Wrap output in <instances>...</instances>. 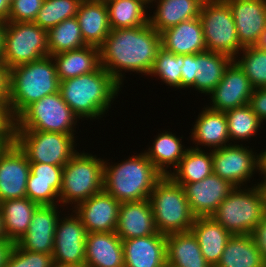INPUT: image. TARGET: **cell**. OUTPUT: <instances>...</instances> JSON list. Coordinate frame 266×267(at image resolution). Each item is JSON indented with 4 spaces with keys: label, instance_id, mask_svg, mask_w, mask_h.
I'll use <instances>...</instances> for the list:
<instances>
[{
    "label": "cell",
    "instance_id": "9f6ffc18",
    "mask_svg": "<svg viewBox=\"0 0 266 267\" xmlns=\"http://www.w3.org/2000/svg\"><path fill=\"white\" fill-rule=\"evenodd\" d=\"M140 1H142L148 7L150 4H153V2L155 4L157 0H140Z\"/></svg>",
    "mask_w": 266,
    "mask_h": 267
},
{
    "label": "cell",
    "instance_id": "ac0fdd59",
    "mask_svg": "<svg viewBox=\"0 0 266 267\" xmlns=\"http://www.w3.org/2000/svg\"><path fill=\"white\" fill-rule=\"evenodd\" d=\"M120 204L103 190L71 210L80 217L87 233L115 232Z\"/></svg>",
    "mask_w": 266,
    "mask_h": 267
},
{
    "label": "cell",
    "instance_id": "f35d334b",
    "mask_svg": "<svg viewBox=\"0 0 266 267\" xmlns=\"http://www.w3.org/2000/svg\"><path fill=\"white\" fill-rule=\"evenodd\" d=\"M83 0H44L34 23L47 31L66 19L76 17Z\"/></svg>",
    "mask_w": 266,
    "mask_h": 267
},
{
    "label": "cell",
    "instance_id": "f6af8a7d",
    "mask_svg": "<svg viewBox=\"0 0 266 267\" xmlns=\"http://www.w3.org/2000/svg\"><path fill=\"white\" fill-rule=\"evenodd\" d=\"M248 105L262 122H266V88L254 89Z\"/></svg>",
    "mask_w": 266,
    "mask_h": 267
},
{
    "label": "cell",
    "instance_id": "db71d44e",
    "mask_svg": "<svg viewBox=\"0 0 266 267\" xmlns=\"http://www.w3.org/2000/svg\"><path fill=\"white\" fill-rule=\"evenodd\" d=\"M263 180H261V182H258V185L261 188L262 194H263V199H264V204H265V208H266V177H262Z\"/></svg>",
    "mask_w": 266,
    "mask_h": 267
},
{
    "label": "cell",
    "instance_id": "7c38bea8",
    "mask_svg": "<svg viewBox=\"0 0 266 267\" xmlns=\"http://www.w3.org/2000/svg\"><path fill=\"white\" fill-rule=\"evenodd\" d=\"M233 60L229 55L212 51L183 55L181 89L191 87L199 93L209 95L220 83Z\"/></svg>",
    "mask_w": 266,
    "mask_h": 267
},
{
    "label": "cell",
    "instance_id": "3957f363",
    "mask_svg": "<svg viewBox=\"0 0 266 267\" xmlns=\"http://www.w3.org/2000/svg\"><path fill=\"white\" fill-rule=\"evenodd\" d=\"M108 161L104 160L103 190L120 203L149 199L163 177L144 152L113 165Z\"/></svg>",
    "mask_w": 266,
    "mask_h": 267
},
{
    "label": "cell",
    "instance_id": "9a60e30c",
    "mask_svg": "<svg viewBox=\"0 0 266 267\" xmlns=\"http://www.w3.org/2000/svg\"><path fill=\"white\" fill-rule=\"evenodd\" d=\"M30 162L13 142L0 151V202L26 197Z\"/></svg>",
    "mask_w": 266,
    "mask_h": 267
},
{
    "label": "cell",
    "instance_id": "6f0895ef",
    "mask_svg": "<svg viewBox=\"0 0 266 267\" xmlns=\"http://www.w3.org/2000/svg\"><path fill=\"white\" fill-rule=\"evenodd\" d=\"M5 146V144L3 142H0V151L2 150V148Z\"/></svg>",
    "mask_w": 266,
    "mask_h": 267
},
{
    "label": "cell",
    "instance_id": "484cf974",
    "mask_svg": "<svg viewBox=\"0 0 266 267\" xmlns=\"http://www.w3.org/2000/svg\"><path fill=\"white\" fill-rule=\"evenodd\" d=\"M191 130V141H193V144L196 142L194 144L196 147L193 146L192 148L201 149L199 147L201 145L204 148L207 146L210 150L212 148L214 150L232 144V142L229 143L225 112L216 111L207 106L205 108L204 106Z\"/></svg>",
    "mask_w": 266,
    "mask_h": 267
},
{
    "label": "cell",
    "instance_id": "bcb514c9",
    "mask_svg": "<svg viewBox=\"0 0 266 267\" xmlns=\"http://www.w3.org/2000/svg\"><path fill=\"white\" fill-rule=\"evenodd\" d=\"M251 235L263 259L266 261V213Z\"/></svg>",
    "mask_w": 266,
    "mask_h": 267
},
{
    "label": "cell",
    "instance_id": "9c48e42d",
    "mask_svg": "<svg viewBox=\"0 0 266 267\" xmlns=\"http://www.w3.org/2000/svg\"><path fill=\"white\" fill-rule=\"evenodd\" d=\"M199 19L207 51L224 53L235 59L243 47L238 41L233 14L228 3L225 0L203 2Z\"/></svg>",
    "mask_w": 266,
    "mask_h": 267
},
{
    "label": "cell",
    "instance_id": "5b68a950",
    "mask_svg": "<svg viewBox=\"0 0 266 267\" xmlns=\"http://www.w3.org/2000/svg\"><path fill=\"white\" fill-rule=\"evenodd\" d=\"M253 185L235 187L211 216L231 235H251L266 213L261 188Z\"/></svg>",
    "mask_w": 266,
    "mask_h": 267
},
{
    "label": "cell",
    "instance_id": "8fae6325",
    "mask_svg": "<svg viewBox=\"0 0 266 267\" xmlns=\"http://www.w3.org/2000/svg\"><path fill=\"white\" fill-rule=\"evenodd\" d=\"M49 55L48 32L34 22H7L3 63L9 68Z\"/></svg>",
    "mask_w": 266,
    "mask_h": 267
},
{
    "label": "cell",
    "instance_id": "74e56055",
    "mask_svg": "<svg viewBox=\"0 0 266 267\" xmlns=\"http://www.w3.org/2000/svg\"><path fill=\"white\" fill-rule=\"evenodd\" d=\"M227 116V126L229 139L248 141L255 137L263 123L253 112L249 105L234 108L225 112Z\"/></svg>",
    "mask_w": 266,
    "mask_h": 267
},
{
    "label": "cell",
    "instance_id": "e0dca14e",
    "mask_svg": "<svg viewBox=\"0 0 266 267\" xmlns=\"http://www.w3.org/2000/svg\"><path fill=\"white\" fill-rule=\"evenodd\" d=\"M179 185L183 187L189 208L195 217H211L235 188L214 173L199 182Z\"/></svg>",
    "mask_w": 266,
    "mask_h": 267
},
{
    "label": "cell",
    "instance_id": "e575fe53",
    "mask_svg": "<svg viewBox=\"0 0 266 267\" xmlns=\"http://www.w3.org/2000/svg\"><path fill=\"white\" fill-rule=\"evenodd\" d=\"M213 173L212 150L188 147L178 166L168 176L177 184L199 182Z\"/></svg>",
    "mask_w": 266,
    "mask_h": 267
},
{
    "label": "cell",
    "instance_id": "836d02e7",
    "mask_svg": "<svg viewBox=\"0 0 266 267\" xmlns=\"http://www.w3.org/2000/svg\"><path fill=\"white\" fill-rule=\"evenodd\" d=\"M215 267H266L252 235H232Z\"/></svg>",
    "mask_w": 266,
    "mask_h": 267
},
{
    "label": "cell",
    "instance_id": "7a4b0ae2",
    "mask_svg": "<svg viewBox=\"0 0 266 267\" xmlns=\"http://www.w3.org/2000/svg\"><path fill=\"white\" fill-rule=\"evenodd\" d=\"M122 87L100 66L96 71L60 81L62 99L79 119H100ZM120 90V91H119Z\"/></svg>",
    "mask_w": 266,
    "mask_h": 267
},
{
    "label": "cell",
    "instance_id": "8992f818",
    "mask_svg": "<svg viewBox=\"0 0 266 267\" xmlns=\"http://www.w3.org/2000/svg\"><path fill=\"white\" fill-rule=\"evenodd\" d=\"M82 152H77L63 166L60 208L61 205L71 204L74 209L79 203L103 191L104 159Z\"/></svg>",
    "mask_w": 266,
    "mask_h": 267
},
{
    "label": "cell",
    "instance_id": "7dc6e473",
    "mask_svg": "<svg viewBox=\"0 0 266 267\" xmlns=\"http://www.w3.org/2000/svg\"><path fill=\"white\" fill-rule=\"evenodd\" d=\"M10 69L0 62V101H8Z\"/></svg>",
    "mask_w": 266,
    "mask_h": 267
},
{
    "label": "cell",
    "instance_id": "ee69618b",
    "mask_svg": "<svg viewBox=\"0 0 266 267\" xmlns=\"http://www.w3.org/2000/svg\"><path fill=\"white\" fill-rule=\"evenodd\" d=\"M15 119L12 116L8 101H0V142L5 145L14 142Z\"/></svg>",
    "mask_w": 266,
    "mask_h": 267
},
{
    "label": "cell",
    "instance_id": "d590c367",
    "mask_svg": "<svg viewBox=\"0 0 266 267\" xmlns=\"http://www.w3.org/2000/svg\"><path fill=\"white\" fill-rule=\"evenodd\" d=\"M105 3L111 29L140 27L149 23L147 8L150 6L140 0H107Z\"/></svg>",
    "mask_w": 266,
    "mask_h": 267
},
{
    "label": "cell",
    "instance_id": "d6986e66",
    "mask_svg": "<svg viewBox=\"0 0 266 267\" xmlns=\"http://www.w3.org/2000/svg\"><path fill=\"white\" fill-rule=\"evenodd\" d=\"M231 8L240 45L257 46L266 29V0H225Z\"/></svg>",
    "mask_w": 266,
    "mask_h": 267
},
{
    "label": "cell",
    "instance_id": "8d00e7d4",
    "mask_svg": "<svg viewBox=\"0 0 266 267\" xmlns=\"http://www.w3.org/2000/svg\"><path fill=\"white\" fill-rule=\"evenodd\" d=\"M47 32L50 56L87 46L76 17L62 21Z\"/></svg>",
    "mask_w": 266,
    "mask_h": 267
},
{
    "label": "cell",
    "instance_id": "d6a6232c",
    "mask_svg": "<svg viewBox=\"0 0 266 267\" xmlns=\"http://www.w3.org/2000/svg\"><path fill=\"white\" fill-rule=\"evenodd\" d=\"M38 206V203L27 197L0 202V211L7 240L14 244L22 238L28 231L33 213Z\"/></svg>",
    "mask_w": 266,
    "mask_h": 267
},
{
    "label": "cell",
    "instance_id": "ab89813d",
    "mask_svg": "<svg viewBox=\"0 0 266 267\" xmlns=\"http://www.w3.org/2000/svg\"><path fill=\"white\" fill-rule=\"evenodd\" d=\"M234 60L255 89L266 88V50L259 46L244 47Z\"/></svg>",
    "mask_w": 266,
    "mask_h": 267
},
{
    "label": "cell",
    "instance_id": "52a82bcc",
    "mask_svg": "<svg viewBox=\"0 0 266 267\" xmlns=\"http://www.w3.org/2000/svg\"><path fill=\"white\" fill-rule=\"evenodd\" d=\"M149 201L157 231L163 235L189 232L195 216L184 189L169 176H163L154 186Z\"/></svg>",
    "mask_w": 266,
    "mask_h": 267
},
{
    "label": "cell",
    "instance_id": "603a6c76",
    "mask_svg": "<svg viewBox=\"0 0 266 267\" xmlns=\"http://www.w3.org/2000/svg\"><path fill=\"white\" fill-rule=\"evenodd\" d=\"M124 267H166V235L156 234L122 240Z\"/></svg>",
    "mask_w": 266,
    "mask_h": 267
},
{
    "label": "cell",
    "instance_id": "277c9868",
    "mask_svg": "<svg viewBox=\"0 0 266 267\" xmlns=\"http://www.w3.org/2000/svg\"><path fill=\"white\" fill-rule=\"evenodd\" d=\"M60 81L52 56L17 65L9 71V109L16 119L29 105L59 92Z\"/></svg>",
    "mask_w": 266,
    "mask_h": 267
},
{
    "label": "cell",
    "instance_id": "5bb4252c",
    "mask_svg": "<svg viewBox=\"0 0 266 267\" xmlns=\"http://www.w3.org/2000/svg\"><path fill=\"white\" fill-rule=\"evenodd\" d=\"M247 147L234 143L212 149L213 173L234 187H246L245 184L259 172V153Z\"/></svg>",
    "mask_w": 266,
    "mask_h": 267
},
{
    "label": "cell",
    "instance_id": "44dd1931",
    "mask_svg": "<svg viewBox=\"0 0 266 267\" xmlns=\"http://www.w3.org/2000/svg\"><path fill=\"white\" fill-rule=\"evenodd\" d=\"M62 174V166L30 162L26 197L39 205H58Z\"/></svg>",
    "mask_w": 266,
    "mask_h": 267
},
{
    "label": "cell",
    "instance_id": "f546056e",
    "mask_svg": "<svg viewBox=\"0 0 266 267\" xmlns=\"http://www.w3.org/2000/svg\"><path fill=\"white\" fill-rule=\"evenodd\" d=\"M166 255L167 265L173 267H212L191 231L166 235Z\"/></svg>",
    "mask_w": 266,
    "mask_h": 267
},
{
    "label": "cell",
    "instance_id": "680465c9",
    "mask_svg": "<svg viewBox=\"0 0 266 267\" xmlns=\"http://www.w3.org/2000/svg\"><path fill=\"white\" fill-rule=\"evenodd\" d=\"M89 1H99V2H106L107 0H89Z\"/></svg>",
    "mask_w": 266,
    "mask_h": 267
},
{
    "label": "cell",
    "instance_id": "816d5d0a",
    "mask_svg": "<svg viewBox=\"0 0 266 267\" xmlns=\"http://www.w3.org/2000/svg\"><path fill=\"white\" fill-rule=\"evenodd\" d=\"M259 175L266 177V149L262 150L259 154Z\"/></svg>",
    "mask_w": 266,
    "mask_h": 267
},
{
    "label": "cell",
    "instance_id": "83f0119b",
    "mask_svg": "<svg viewBox=\"0 0 266 267\" xmlns=\"http://www.w3.org/2000/svg\"><path fill=\"white\" fill-rule=\"evenodd\" d=\"M190 231L196 237L206 261L215 267L232 235L211 217H195Z\"/></svg>",
    "mask_w": 266,
    "mask_h": 267
},
{
    "label": "cell",
    "instance_id": "f907efd6",
    "mask_svg": "<svg viewBox=\"0 0 266 267\" xmlns=\"http://www.w3.org/2000/svg\"><path fill=\"white\" fill-rule=\"evenodd\" d=\"M10 3L8 0H0V19L7 20L9 16Z\"/></svg>",
    "mask_w": 266,
    "mask_h": 267
},
{
    "label": "cell",
    "instance_id": "ba28073f",
    "mask_svg": "<svg viewBox=\"0 0 266 267\" xmlns=\"http://www.w3.org/2000/svg\"><path fill=\"white\" fill-rule=\"evenodd\" d=\"M79 120L78 116L62 99L60 92H57L46 95L29 105L15 119V131L75 134L76 128L74 130V127Z\"/></svg>",
    "mask_w": 266,
    "mask_h": 267
},
{
    "label": "cell",
    "instance_id": "2e32d148",
    "mask_svg": "<svg viewBox=\"0 0 266 267\" xmlns=\"http://www.w3.org/2000/svg\"><path fill=\"white\" fill-rule=\"evenodd\" d=\"M254 89L243 69L233 60L226 68L220 83L209 94L212 101L209 102L210 106H206L226 112L248 105Z\"/></svg>",
    "mask_w": 266,
    "mask_h": 267
},
{
    "label": "cell",
    "instance_id": "cb8c5ba5",
    "mask_svg": "<svg viewBox=\"0 0 266 267\" xmlns=\"http://www.w3.org/2000/svg\"><path fill=\"white\" fill-rule=\"evenodd\" d=\"M161 46L176 55L198 54L207 51L199 17L180 22L162 31Z\"/></svg>",
    "mask_w": 266,
    "mask_h": 267
},
{
    "label": "cell",
    "instance_id": "b9f144b4",
    "mask_svg": "<svg viewBox=\"0 0 266 267\" xmlns=\"http://www.w3.org/2000/svg\"><path fill=\"white\" fill-rule=\"evenodd\" d=\"M4 267H56L52 254L21 249L13 244Z\"/></svg>",
    "mask_w": 266,
    "mask_h": 267
},
{
    "label": "cell",
    "instance_id": "4dcf8cb0",
    "mask_svg": "<svg viewBox=\"0 0 266 267\" xmlns=\"http://www.w3.org/2000/svg\"><path fill=\"white\" fill-rule=\"evenodd\" d=\"M164 131L156 135L152 146H148L144 153L163 176H168L172 172L171 167L174 170L178 166L188 147L182 145V136L180 139L174 133Z\"/></svg>",
    "mask_w": 266,
    "mask_h": 267
},
{
    "label": "cell",
    "instance_id": "7bdbcfd3",
    "mask_svg": "<svg viewBox=\"0 0 266 267\" xmlns=\"http://www.w3.org/2000/svg\"><path fill=\"white\" fill-rule=\"evenodd\" d=\"M44 0H13L7 22H34Z\"/></svg>",
    "mask_w": 266,
    "mask_h": 267
},
{
    "label": "cell",
    "instance_id": "ffe728a7",
    "mask_svg": "<svg viewBox=\"0 0 266 267\" xmlns=\"http://www.w3.org/2000/svg\"><path fill=\"white\" fill-rule=\"evenodd\" d=\"M60 205H39L33 213L28 231L16 243L21 249L52 254Z\"/></svg>",
    "mask_w": 266,
    "mask_h": 267
},
{
    "label": "cell",
    "instance_id": "4fadbf2b",
    "mask_svg": "<svg viewBox=\"0 0 266 267\" xmlns=\"http://www.w3.org/2000/svg\"><path fill=\"white\" fill-rule=\"evenodd\" d=\"M62 215L55 229L52 253L55 265L56 267H85L86 228L74 210L67 216Z\"/></svg>",
    "mask_w": 266,
    "mask_h": 267
},
{
    "label": "cell",
    "instance_id": "4316f807",
    "mask_svg": "<svg viewBox=\"0 0 266 267\" xmlns=\"http://www.w3.org/2000/svg\"><path fill=\"white\" fill-rule=\"evenodd\" d=\"M76 18L85 43L100 47L111 31L107 4L99 1L83 0Z\"/></svg>",
    "mask_w": 266,
    "mask_h": 267
},
{
    "label": "cell",
    "instance_id": "11a10c76",
    "mask_svg": "<svg viewBox=\"0 0 266 267\" xmlns=\"http://www.w3.org/2000/svg\"><path fill=\"white\" fill-rule=\"evenodd\" d=\"M260 48L266 50V29L263 31L259 44L257 45Z\"/></svg>",
    "mask_w": 266,
    "mask_h": 267
},
{
    "label": "cell",
    "instance_id": "7402d4cb",
    "mask_svg": "<svg viewBox=\"0 0 266 267\" xmlns=\"http://www.w3.org/2000/svg\"><path fill=\"white\" fill-rule=\"evenodd\" d=\"M115 232L121 240L156 234L158 231L149 199L122 202Z\"/></svg>",
    "mask_w": 266,
    "mask_h": 267
},
{
    "label": "cell",
    "instance_id": "c3c4849f",
    "mask_svg": "<svg viewBox=\"0 0 266 267\" xmlns=\"http://www.w3.org/2000/svg\"><path fill=\"white\" fill-rule=\"evenodd\" d=\"M12 246L13 243L10 241H0V267L5 266V261Z\"/></svg>",
    "mask_w": 266,
    "mask_h": 267
},
{
    "label": "cell",
    "instance_id": "60d3db41",
    "mask_svg": "<svg viewBox=\"0 0 266 267\" xmlns=\"http://www.w3.org/2000/svg\"><path fill=\"white\" fill-rule=\"evenodd\" d=\"M183 66V55L174 54L161 47L157 51L154 65L149 73L158 76L167 86L181 89V67Z\"/></svg>",
    "mask_w": 266,
    "mask_h": 267
},
{
    "label": "cell",
    "instance_id": "d4e9b609",
    "mask_svg": "<svg viewBox=\"0 0 266 267\" xmlns=\"http://www.w3.org/2000/svg\"><path fill=\"white\" fill-rule=\"evenodd\" d=\"M85 267H124L123 244L116 232L87 233Z\"/></svg>",
    "mask_w": 266,
    "mask_h": 267
},
{
    "label": "cell",
    "instance_id": "6da1fadb",
    "mask_svg": "<svg viewBox=\"0 0 266 267\" xmlns=\"http://www.w3.org/2000/svg\"><path fill=\"white\" fill-rule=\"evenodd\" d=\"M161 47V33L149 23L140 27L111 29L99 47L100 65L123 87L124 72L149 76Z\"/></svg>",
    "mask_w": 266,
    "mask_h": 267
},
{
    "label": "cell",
    "instance_id": "30bf717a",
    "mask_svg": "<svg viewBox=\"0 0 266 267\" xmlns=\"http://www.w3.org/2000/svg\"><path fill=\"white\" fill-rule=\"evenodd\" d=\"M75 134L46 131H15L14 142L29 162L64 166L78 151Z\"/></svg>",
    "mask_w": 266,
    "mask_h": 267
},
{
    "label": "cell",
    "instance_id": "681fc988",
    "mask_svg": "<svg viewBox=\"0 0 266 267\" xmlns=\"http://www.w3.org/2000/svg\"><path fill=\"white\" fill-rule=\"evenodd\" d=\"M6 28H7V21L0 19V62H3Z\"/></svg>",
    "mask_w": 266,
    "mask_h": 267
},
{
    "label": "cell",
    "instance_id": "1f68e13d",
    "mask_svg": "<svg viewBox=\"0 0 266 267\" xmlns=\"http://www.w3.org/2000/svg\"><path fill=\"white\" fill-rule=\"evenodd\" d=\"M202 0H157L149 24L159 33L200 15Z\"/></svg>",
    "mask_w": 266,
    "mask_h": 267
},
{
    "label": "cell",
    "instance_id": "f1b7e54d",
    "mask_svg": "<svg viewBox=\"0 0 266 267\" xmlns=\"http://www.w3.org/2000/svg\"><path fill=\"white\" fill-rule=\"evenodd\" d=\"M59 81L96 71L100 65V49L87 45L81 49L52 55Z\"/></svg>",
    "mask_w": 266,
    "mask_h": 267
},
{
    "label": "cell",
    "instance_id": "f5cc1de1",
    "mask_svg": "<svg viewBox=\"0 0 266 267\" xmlns=\"http://www.w3.org/2000/svg\"><path fill=\"white\" fill-rule=\"evenodd\" d=\"M0 241H9L7 240V236L4 231V222H3V217L1 215V211H0Z\"/></svg>",
    "mask_w": 266,
    "mask_h": 267
}]
</instances>
